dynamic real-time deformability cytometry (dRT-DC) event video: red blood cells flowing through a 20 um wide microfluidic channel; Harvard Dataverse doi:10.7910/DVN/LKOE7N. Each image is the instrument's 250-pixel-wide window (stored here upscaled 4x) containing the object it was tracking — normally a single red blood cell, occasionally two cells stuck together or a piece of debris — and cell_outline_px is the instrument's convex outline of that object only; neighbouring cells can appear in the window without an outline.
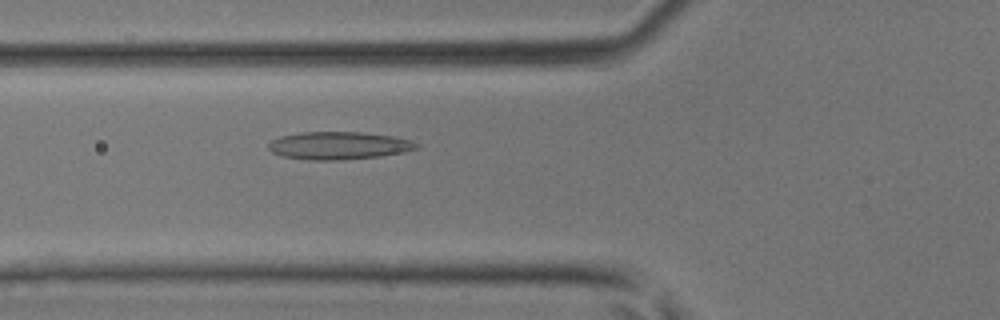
{"species": "common noctule bat (a hibernating species)", "species_latin": "Nyctalus noctula", "temperature_condition": "room temperature", "stored_images_in_passage": 26, "camera_frame_rate_fps": 3000, "um_per_image_px": 0.085, "animal": {"sex": "male", "body_mass_g": 17.9, "forearm_length_mm": 54.2}, "frame": {"image": 1, "passage_image": 4, "time_ms": 1.0, "image_size_px": [1000, 320], "cell_outline_px": [[420, 148], [404, 152], [380, 156], [340, 160], [308, 160], [280, 156], [272, 152], [268, 148], [268, 144], [272, 140], [280, 136], [300, 132], [360, 132], [392, 136], [412, 140], [420, 144]], "centroid_in_image_um": [28.8, 12.37], "position_along_channel_um": 97.0, "area_um2": 24.1}}
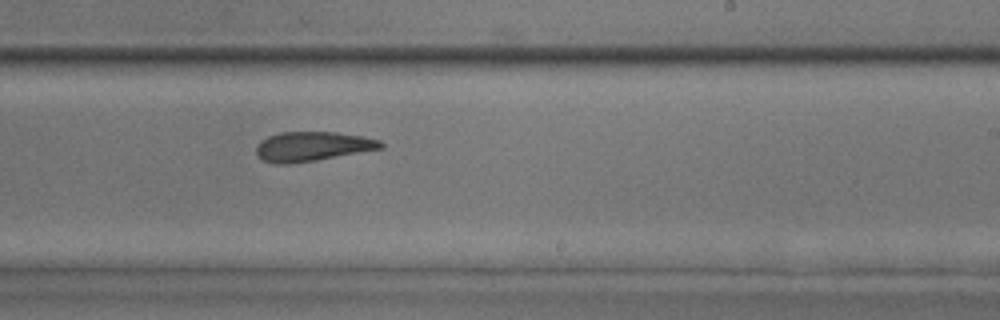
{"frame": {"image": 2, "passage_image": 15, "time_ms": 4.667, "image_size_px": [1000, 320], "cell_outline_px": [[384, 148], [316, 160], [288, 164], [272, 164], [256, 156], [256, 144], [260, 140], [268, 136], [280, 132], [336, 132], [364, 136], [380, 140], [384, 144]], "centroid_in_image_um": [26.53, 12.44], "position_along_channel_um": 262.5, "area_um2": 21.62}}
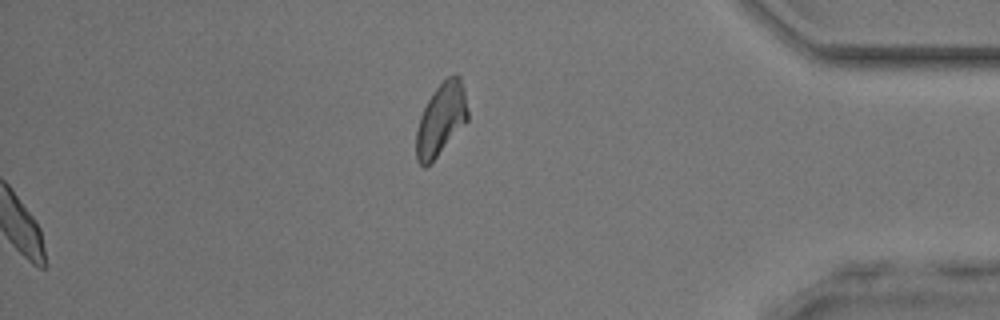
{"frame": {"image": 3, "passage_image": 26, "time_ms": 8.333, "image_size_px": [1000, 320], "cell_outline_px": [[468, 120], [436, 156], [424, 168], [416, 160], [416, 132], [420, 116], [428, 100], [436, 88], [448, 76], [460, 76], [464, 88], [468, 112]], "centroid_in_image_um": [37.48, 10.13], "position_along_channel_um": 397.7, "area_um2": 21.21}}